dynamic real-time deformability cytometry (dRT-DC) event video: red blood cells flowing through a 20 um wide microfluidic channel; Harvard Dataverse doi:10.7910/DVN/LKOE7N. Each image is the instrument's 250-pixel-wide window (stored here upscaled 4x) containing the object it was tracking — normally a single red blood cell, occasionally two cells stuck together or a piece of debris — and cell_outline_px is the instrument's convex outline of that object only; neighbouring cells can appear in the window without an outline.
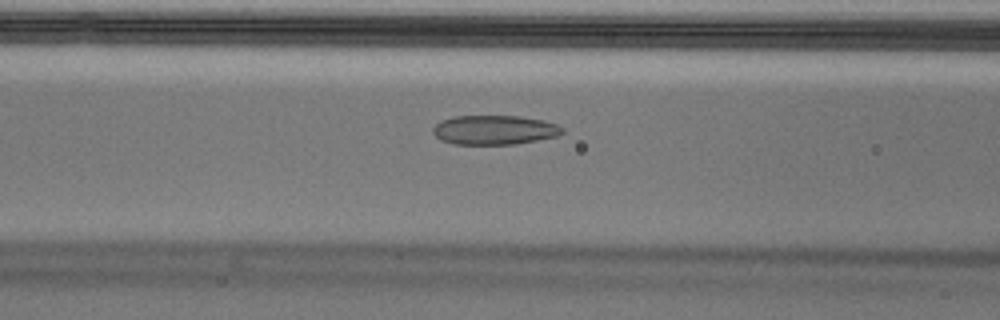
{"species": "Egyptian fruit bat (a non-hibernating species)", "species_latin": "Rousettus aegyptiacus", "temperature_condition": "cold", "stored_images_in_passage": 54, "camera_frame_rate_fps": 3000, "um_per_image_px": 0.085, "animal": {"sex": "male"}, "frame": {"image": 1, "passage_image": 21, "time_ms": 6.667, "image_size_px": [1000, 320], "cell_outline_px": [[564, 132], [556, 136], [516, 144], [452, 144], [440, 140], [432, 132], [432, 128], [440, 120], [456, 116], [520, 116], [544, 120], [556, 124], [564, 128]], "centroid_in_image_um": [42.01, 11.04], "position_along_channel_um": 124.6, "area_um2": 22.2}}
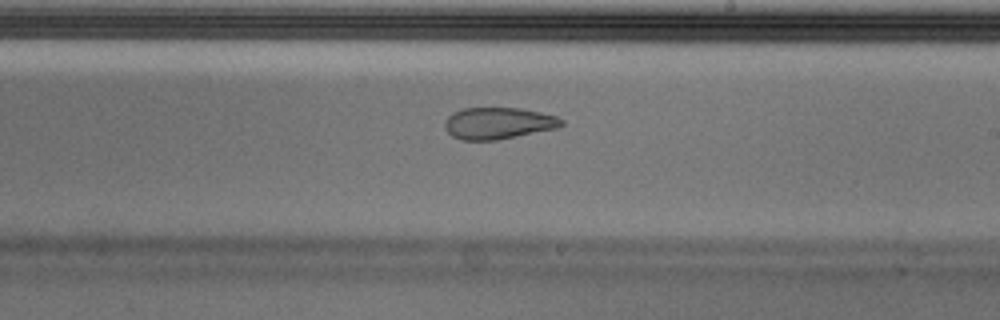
{"frame": {"image": 2, "passage_image": 31, "time_ms": 10.0, "image_size_px": [1000, 320], "cell_outline_px": [[564, 124], [560, 128], [496, 140], [460, 140], [452, 136], [444, 128], [444, 120], [452, 112], [464, 108], [520, 108], [540, 112], [556, 116], [564, 120]], "centroid_in_image_um": [42.35, 10.48], "position_along_channel_um": 246.6, "area_um2": 21.79}}
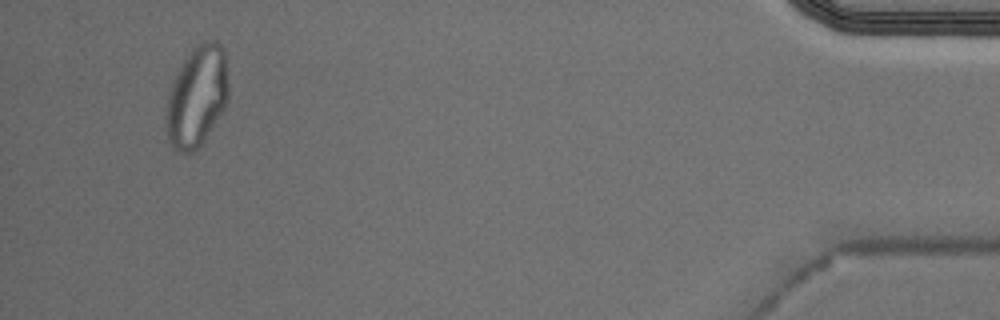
{"frame": {"image": 3, "passage_image": 51, "time_ms": 16.667, "image_size_px": [1000, 320], "cell_outline_px": [[228, 100], [224, 108], [204, 140], [192, 152], [180, 152], [168, 140], [164, 116], [168, 96], [172, 84], [184, 60], [192, 48], [196, 44], [204, 40], [216, 40], [224, 48], [228, 84]], "centroid_in_image_um": [16.74, 8.17], "position_along_channel_um": 418.5, "area_um2": 36.41}, "authors_computed_cell_mechanics": {"area_um2": 24.0448, "velocity_mm_per_s": 3.659, "shape_relaxation_time_tau1_ms": null, "shape_relaxation_time_tau2_ms": 1.9593, "deformation_change_tau1": null, "deformation_change_tau2": 0.0826}}